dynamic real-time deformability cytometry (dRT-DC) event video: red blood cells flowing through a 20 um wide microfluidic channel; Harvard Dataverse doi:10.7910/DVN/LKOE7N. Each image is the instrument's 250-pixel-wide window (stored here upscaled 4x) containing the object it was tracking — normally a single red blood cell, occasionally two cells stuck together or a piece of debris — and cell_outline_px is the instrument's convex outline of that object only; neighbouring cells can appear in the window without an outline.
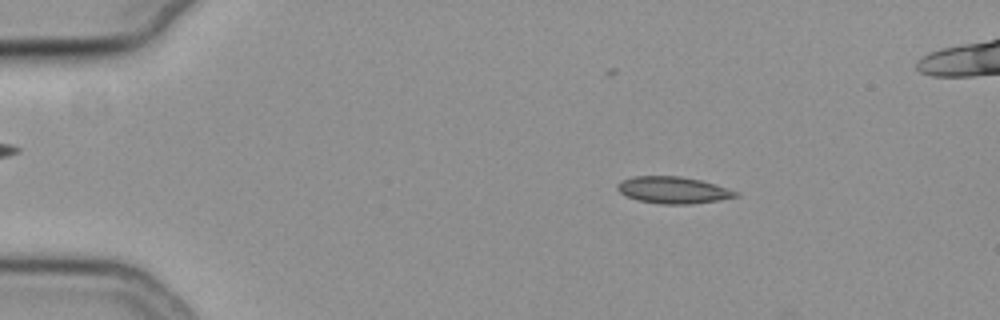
{"species": "common noctule bat (a hibernating species)", "species_latin": "Nyctalus noctula", "temperature_condition": "cold", "stored_images_in_passage": 55, "segment_of_instrument_passage": [1, 2], "camera_frame_rate_fps": 3000, "um_per_image_px": 0.085, "animal": {"sex": "female", "body_mass_g": 19.3, "forearm_length_mm": 54.1}, "frame": {"image": 1, "passage_image": 9, "time_ms": 2.667, "image_size_px": [1000, 320], "cell_outline_px": [[740, 196], [720, 200], [692, 204], [660, 204], [636, 200], [620, 192], [616, 188], [616, 184], [620, 180], [632, 176], [680, 176], [700, 180], [716, 184], [740, 192]], "centroid_in_image_um": [57.23, 16.15], "position_along_channel_um": 27.8, "area_um2": 18.73}}
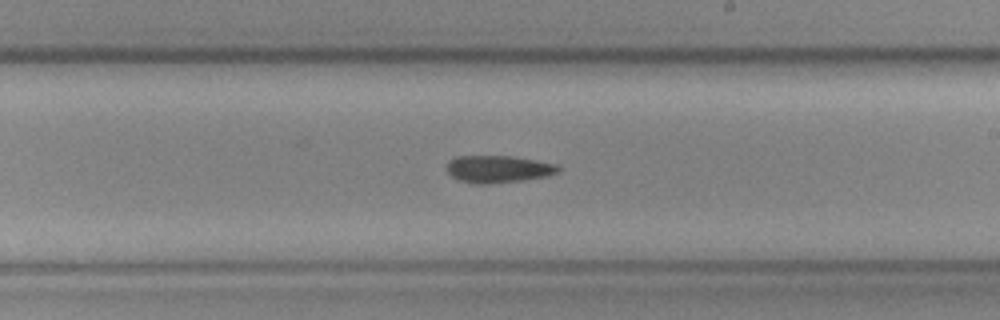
{"frame": {"image": 2, "passage_image": 32, "time_ms": 10.333, "image_size_px": [1000, 320], "cell_outline_px": [[560, 172], [548, 176], [524, 180], [488, 184], [472, 184], [460, 180], [452, 176], [448, 172], [448, 160], [456, 156], [508, 156], [556, 164], [560, 168]], "centroid_in_image_um": [42.35, 14.38], "position_along_channel_um": 246.7, "area_um2": 17.63}}
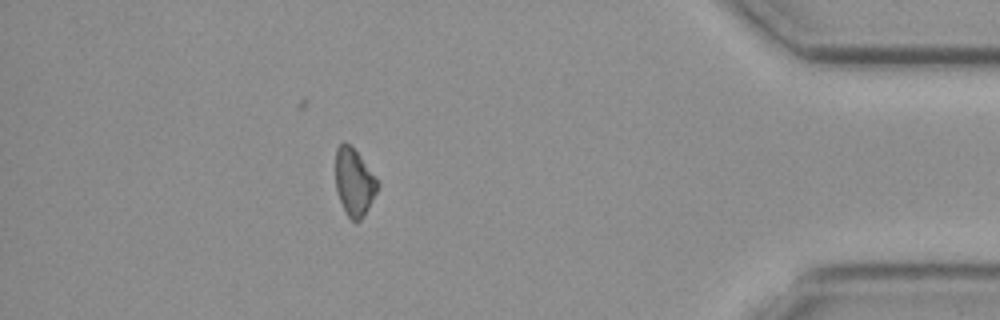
{"frame": {"image": 3, "passage_image": 48, "time_ms": 15.667, "image_size_px": [1000, 320], "cell_outline_px": [[380, 184], [364, 216], [356, 224], [348, 216], [340, 200], [336, 188], [336, 148], [344, 140], [356, 152]], "centroid_in_image_um": [30.09, 15.51], "position_along_channel_um": 405.1, "area_um2": 16.07}}